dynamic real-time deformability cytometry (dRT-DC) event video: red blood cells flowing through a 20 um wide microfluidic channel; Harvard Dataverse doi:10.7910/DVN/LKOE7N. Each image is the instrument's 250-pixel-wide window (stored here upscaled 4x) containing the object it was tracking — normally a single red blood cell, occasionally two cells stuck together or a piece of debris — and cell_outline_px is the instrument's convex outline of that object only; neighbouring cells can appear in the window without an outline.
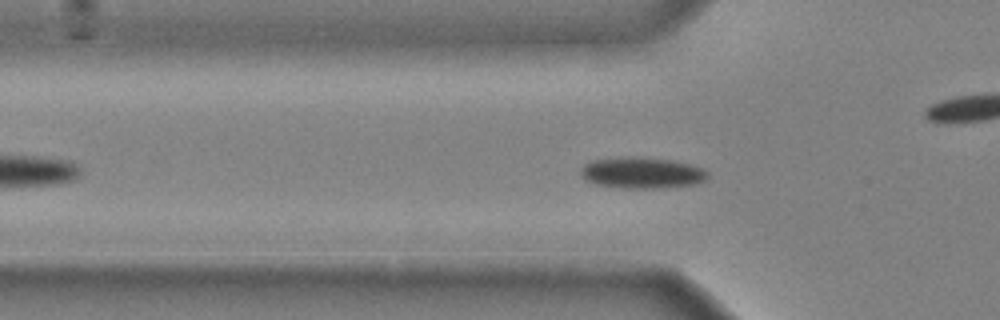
{"species": "common noctule bat (a hibernating species)", "species_latin": "Nyctalus noctula", "temperature_condition": "cold", "stored_images_in_passage": 36, "camera_frame_rate_fps": 3000, "um_per_image_px": 0.085, "animal": {"sex": "male", "body_mass_g": 20.4}, "frame": {"image": 1, "passage_image": 10, "time_ms": 3.0, "image_size_px": [1000, 320], "cell_outline_px": [[708, 176], [704, 180], [696, 184], [660, 188], [624, 188], [596, 184], [584, 180], [580, 172], [580, 168], [584, 164], [592, 160], [632, 156], [636, 156], [672, 160], [692, 164], [704, 168], [708, 172]], "centroid_in_image_um": [54.57, 14.68], "position_along_channel_um": 71.2, "area_um2": 23.29}}
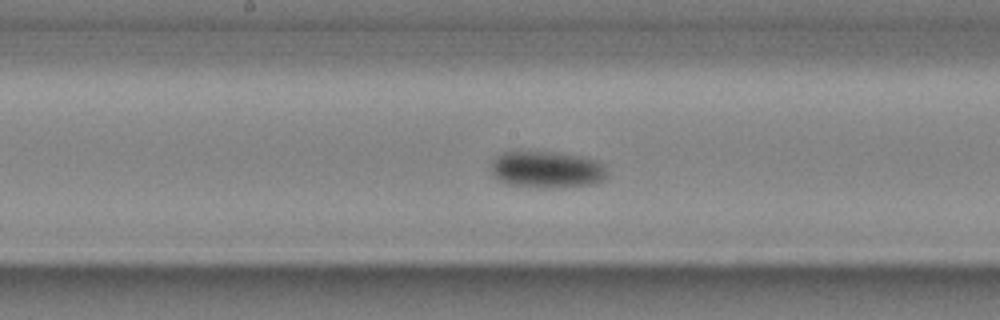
{"frame": {"image": 2, "passage_image": 20, "time_ms": 6.333, "image_size_px": [1000, 320], "cell_outline_px": [[608, 180], [592, 184], [560, 188], [536, 188], [508, 184], [500, 180], [492, 172], [492, 160], [496, 156], [504, 152], [556, 152], [584, 156], [596, 160], [604, 164], [608, 172]], "centroid_in_image_um": [46.57, 14.43], "position_along_channel_um": 201.6, "area_um2": 25.32}}
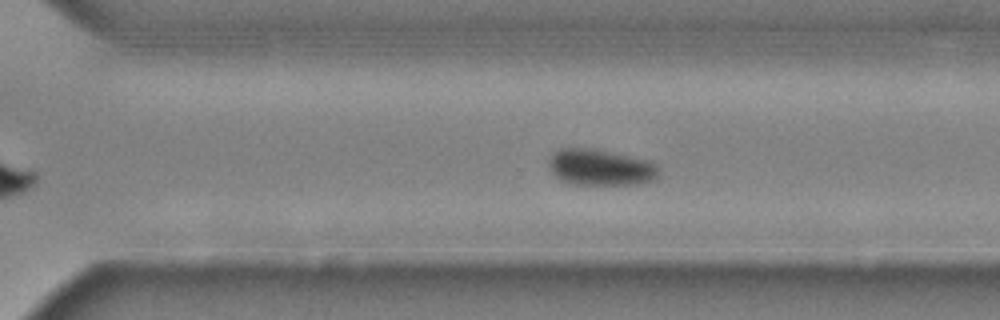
{"frame": {"image": 3, "passage_image": 29, "time_ms": 9.333, "image_size_px": [1000, 320], "cell_outline_px": [[660, 176], [656, 180], [640, 184], [572, 184], [560, 180], [552, 172], [548, 164], [548, 160], [560, 148], [592, 148], [652, 160], [660, 164]], "centroid_in_image_um": [51.15, 14.23], "position_along_channel_um": 319.5, "area_um2": 23.7}, "authors_computed_cell_mechanics": {"area_um2": 23.3223, "velocity_mm_per_s": 3.9298, "shape_relaxation_time_tau1_ms": 4.2335, "shape_relaxation_time_tau2_ms": null, "deformation_change_tau1": 0.1353, "deformation_change_tau2": null}}